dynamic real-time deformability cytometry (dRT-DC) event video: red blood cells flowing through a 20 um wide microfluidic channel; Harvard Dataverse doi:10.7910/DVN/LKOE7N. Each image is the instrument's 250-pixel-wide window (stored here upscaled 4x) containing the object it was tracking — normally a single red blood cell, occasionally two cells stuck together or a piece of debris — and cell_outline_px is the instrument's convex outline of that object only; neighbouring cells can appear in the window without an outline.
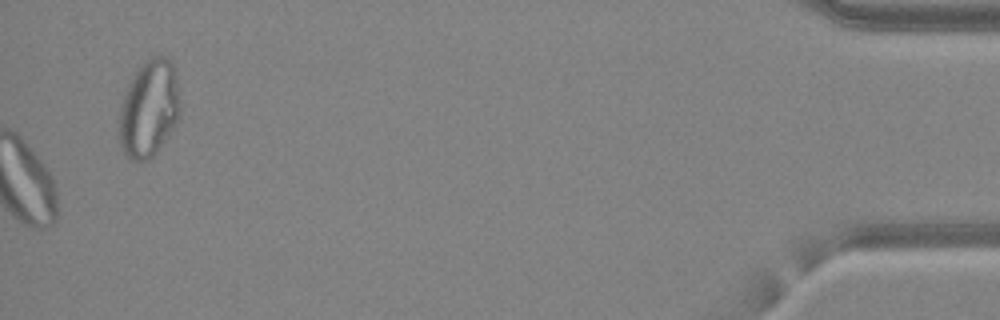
{"species": "common noctule bat (a hibernating species)", "species_latin": "Nyctalus noctula", "temperature_condition": "warm", "stored_images_in_passage": 49, "segment_of_instrument_passage": [2, 2], "camera_frame_rate_fps": 3000, "um_per_image_px": 0.085, "animal": {"sex": "female", "body_mass_g": 24.6, "forearm_length_mm": 56.2}, "frame": {"image": 1, "passage_image": 49, "time_ms": 16.0, "image_size_px": [1000, 320], "cell_outline_px": [[180, 120], [156, 152], [148, 160], [128, 160], [120, 144], [120, 112], [124, 96], [140, 64], [152, 56], [168, 56], [172, 60], [176, 76], [180, 100]], "centroid_in_image_um": [12.72, 9.23], "position_along_channel_um": 422.5, "area_um2": 34.39}}